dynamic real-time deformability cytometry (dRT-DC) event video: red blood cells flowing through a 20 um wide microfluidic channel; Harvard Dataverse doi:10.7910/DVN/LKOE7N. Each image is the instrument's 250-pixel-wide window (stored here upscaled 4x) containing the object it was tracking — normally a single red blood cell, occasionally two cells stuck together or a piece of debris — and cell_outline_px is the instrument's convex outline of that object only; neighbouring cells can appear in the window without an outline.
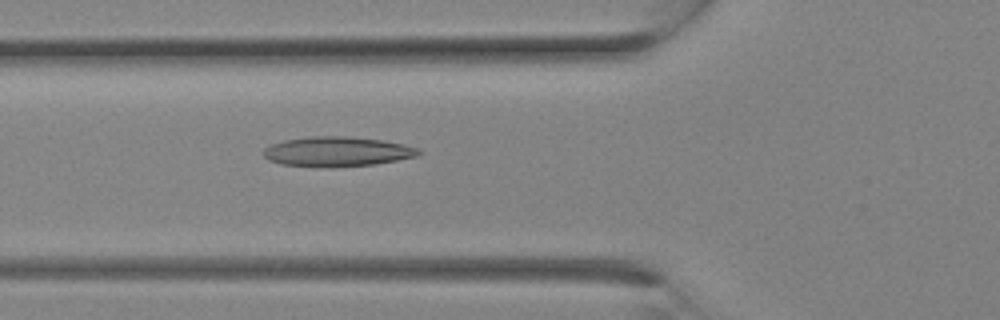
{"species": "Egyptian fruit bat (a non-hibernating species)", "species_latin": "Rousettus aegyptiacus", "temperature_condition": "room temperature", "stored_images_in_passage": 8, "camera_frame_rate_fps": 3000, "um_per_image_px": 0.085, "animal": {"sex": "female"}, "frame": {"image": 1, "passage_image": 8, "time_ms": 2.333, "image_size_px": [1000, 320], "cell_outline_px": [[424, 152], [416, 156], [396, 160], [372, 164], [280, 164], [268, 160], [264, 156], [264, 148], [272, 144], [284, 140], [308, 136], [348, 136], [384, 140], [404, 144], [420, 148]], "centroid_in_image_um": [28.71, 12.82], "position_along_channel_um": 97.1, "area_um2": 25.84}}